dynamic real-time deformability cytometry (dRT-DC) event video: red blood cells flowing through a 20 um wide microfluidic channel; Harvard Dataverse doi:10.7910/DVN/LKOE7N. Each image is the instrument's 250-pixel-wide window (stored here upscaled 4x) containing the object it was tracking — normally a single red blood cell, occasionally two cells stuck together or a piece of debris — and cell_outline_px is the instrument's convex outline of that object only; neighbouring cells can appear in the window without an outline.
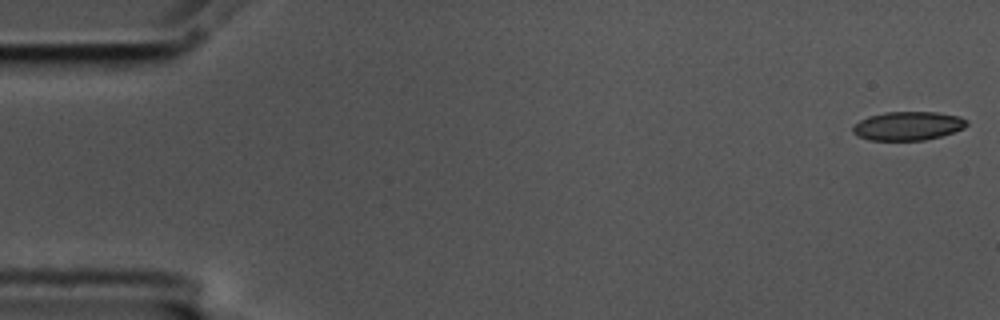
{"species": "common noctule bat (a hibernating species)", "species_latin": "Nyctalus noctula", "temperature_condition": "cold", "stored_images_in_passage": 56, "camera_frame_rate_fps": 3000, "um_per_image_px": 0.085, "animal": {"sex": "male", "body_mass_g": 17.5, "forearm_length_mm": 52.3}, "frame": {"image": 1, "passage_image": 1, "time_ms": 0.0, "image_size_px": [1000, 320], "cell_outline_px": [[968, 124], [964, 128], [940, 136], [924, 140], [868, 140], [856, 136], [852, 132], [852, 128], [860, 120], [868, 116], [884, 112], [936, 112], [960, 116], [968, 120]], "centroid_in_image_um": [77.16, 10.7], "position_along_channel_um": 7.8, "area_um2": 19.13}}
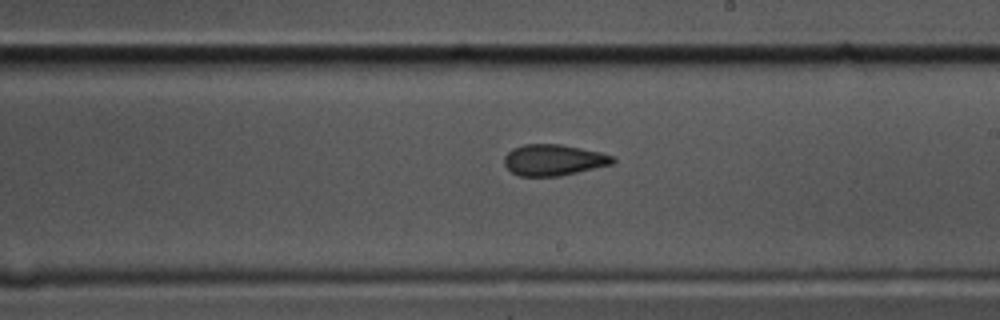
{"frame": {"image": 2, "passage_image": 32, "time_ms": 10.333, "image_size_px": [1000, 320], "cell_outline_px": [[616, 160], [612, 164], [560, 176], [520, 176], [512, 172], [504, 164], [504, 156], [512, 148], [524, 144], [560, 144], [600, 152], [612, 156]], "centroid_in_image_um": [47.03, 13.59], "position_along_channel_um": 242.0, "area_um2": 19.59}}
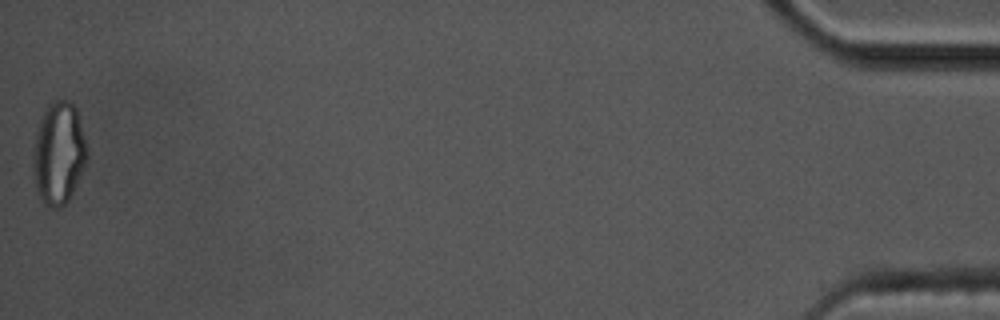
{"frame": {"image": 3, "passage_image": 56, "time_ms": 18.333, "image_size_px": [1000, 320], "cell_outline_px": [[88, 160], [68, 200], [60, 208], [52, 208], [44, 204], [36, 192], [32, 164], [32, 148], [36, 132], [44, 108], [52, 100], [68, 100], [76, 108], [88, 148]], "centroid_in_image_um": [4.97, 13.02], "position_along_channel_um": 430.2, "area_um2": 32.66}, "authors_computed_cell_mechanics": {"area_um2": 20.2589, "velocity_mm_per_s": 3.5748, "shape_relaxation_time_tau1_ms": 8.544, "shape_relaxation_time_tau2_ms": 2.4885, "deformation_change_tau1": 0.1988, "deformation_change_tau2": 0.1013}}